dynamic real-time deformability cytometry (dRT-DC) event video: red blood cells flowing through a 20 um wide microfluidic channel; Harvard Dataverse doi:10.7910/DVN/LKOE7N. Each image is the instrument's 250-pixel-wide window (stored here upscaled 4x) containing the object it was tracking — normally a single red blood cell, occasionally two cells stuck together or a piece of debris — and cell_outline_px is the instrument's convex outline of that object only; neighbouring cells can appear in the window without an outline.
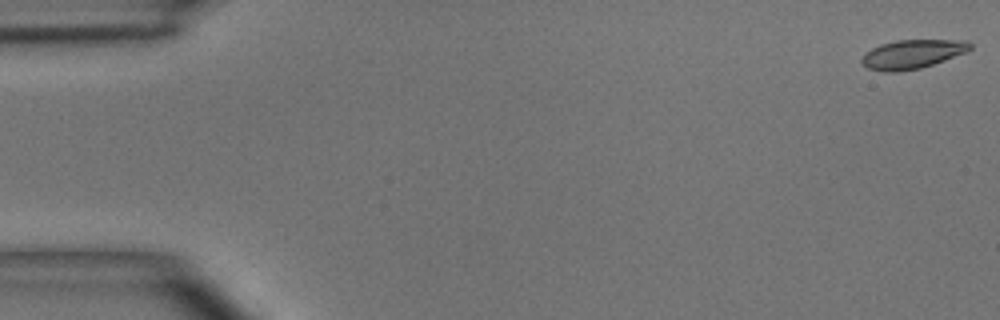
{"species": "common noctule bat (a hibernating species)", "species_latin": "Nyctalus noctula", "temperature_condition": "room temperature", "stored_images_in_passage": 5, "camera_frame_rate_fps": 3000, "um_per_image_px": 0.085, "animal": {"sex": "male", "body_mass_g": 15.6}, "frame": {"image": 1, "passage_image": 1, "time_ms": 0.0, "image_size_px": [1000, 320], "cell_outline_px": [[972, 48], [968, 52], [920, 68], [896, 72], [884, 72], [868, 68], [860, 60], [864, 52], [880, 44], [896, 40], [968, 40], [972, 44]], "centroid_in_image_um": [77.55, 4.59], "position_along_channel_um": 7.4, "area_um2": 18.38}}